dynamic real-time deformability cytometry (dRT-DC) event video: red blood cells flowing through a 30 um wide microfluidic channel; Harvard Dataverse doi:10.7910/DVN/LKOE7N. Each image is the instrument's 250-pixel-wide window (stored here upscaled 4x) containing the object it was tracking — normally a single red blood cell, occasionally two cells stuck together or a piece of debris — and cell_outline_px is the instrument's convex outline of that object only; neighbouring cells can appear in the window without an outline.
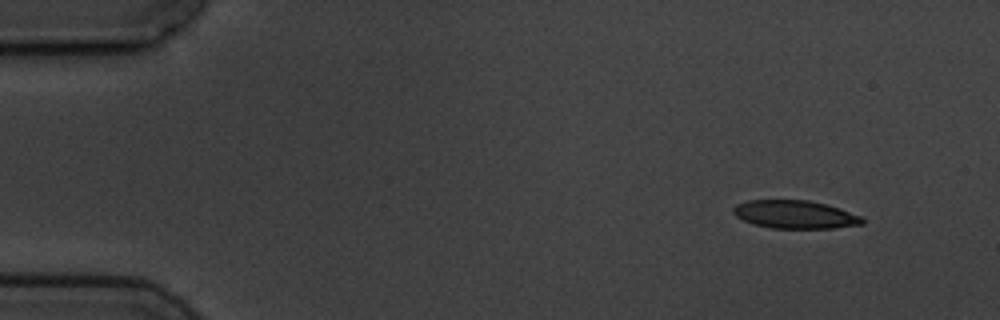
{"species": "common noctule bat (a hibernating species)", "species_latin": "Nyctalus noctula", "temperature_condition": "cold", "stored_images_in_passage": 3, "camera_frame_rate_fps": 3000, "um_per_image_px": 0.085, "animal": {"sex": "male", "body_mass_g": 19.5, "forearm_length_mm": 54.6}, "frame": {"image": 1, "passage_image": 1, "time_ms": 0.0, "image_size_px": [1000, 320], "cell_outline_px": [[864, 224], [832, 228], [772, 228], [752, 224], [736, 216], [732, 212], [732, 208], [736, 204], [748, 200], [808, 200], [840, 208], [864, 216]], "centroid_in_image_um": [67.59, 18.23], "position_along_channel_um": 17.4, "area_um2": 21.27}}